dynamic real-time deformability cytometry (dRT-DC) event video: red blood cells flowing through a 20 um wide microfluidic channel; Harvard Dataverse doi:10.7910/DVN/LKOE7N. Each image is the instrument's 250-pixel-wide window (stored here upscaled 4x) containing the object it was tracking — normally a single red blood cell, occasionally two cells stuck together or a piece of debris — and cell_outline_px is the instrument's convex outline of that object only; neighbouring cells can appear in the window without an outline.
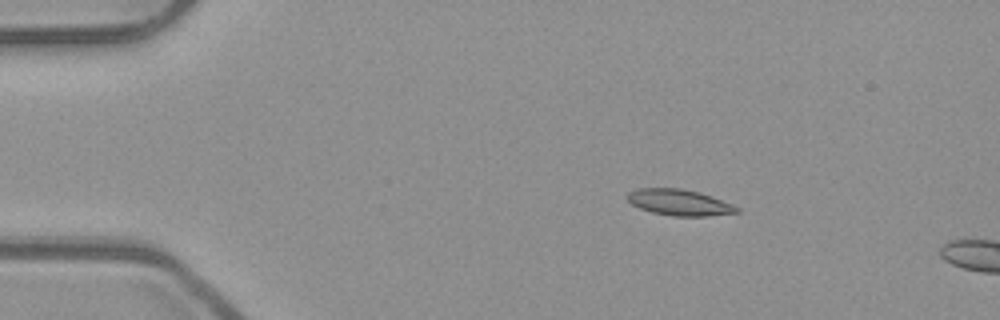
{"species": "common noctule bat (a hibernating species)", "species_latin": "Nyctalus noctula", "temperature_condition": "room temperature", "stored_images_in_passage": 12, "camera_frame_rate_fps": 3000, "um_per_image_px": 0.085, "animal": {"sex": "male", "body_mass_g": 23.1, "forearm_length_mm": 52.7}, "frame": {"image": 1, "passage_image": 6, "time_ms": 1.667, "image_size_px": [1000, 320], "cell_outline_px": [[740, 212], [708, 216], [672, 216], [652, 212], [640, 208], [632, 204], [624, 196], [628, 192], [636, 188], [680, 188], [700, 192], [732, 204], [740, 208]], "centroid_in_image_um": [57.72, 17.2], "position_along_channel_um": 27.3, "area_um2": 16.76}}